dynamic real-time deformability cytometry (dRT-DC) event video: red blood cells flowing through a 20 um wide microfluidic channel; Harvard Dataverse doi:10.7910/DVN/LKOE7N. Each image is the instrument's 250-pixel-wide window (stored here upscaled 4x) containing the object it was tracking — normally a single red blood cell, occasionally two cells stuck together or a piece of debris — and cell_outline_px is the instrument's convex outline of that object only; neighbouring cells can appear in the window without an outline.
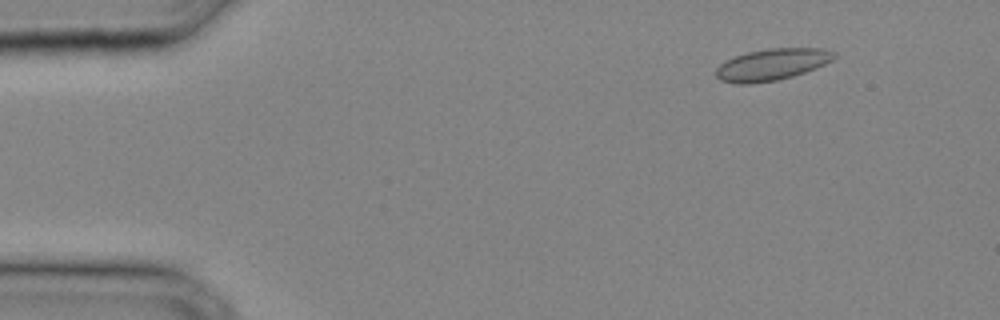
{"species": "common noctule bat (a hibernating species)", "species_latin": "Nyctalus noctula", "temperature_condition": "cold", "stored_images_in_passage": 31, "camera_frame_rate_fps": 3000, "um_per_image_px": 0.085, "animal": {"sex": "male", "body_mass_g": 20.4}, "frame": {"image": 1, "passage_image": 4, "time_ms": 1.0, "image_size_px": [1000, 320], "cell_outline_px": [[836, 56], [832, 60], [816, 68], [792, 76], [776, 80], [748, 84], [736, 84], [720, 80], [716, 76], [716, 68], [720, 64], [736, 56], [748, 52], [768, 48], [824, 48], [836, 52]], "centroid_in_image_um": [65.63, 5.48], "position_along_channel_um": 19.4, "area_um2": 21.68}}
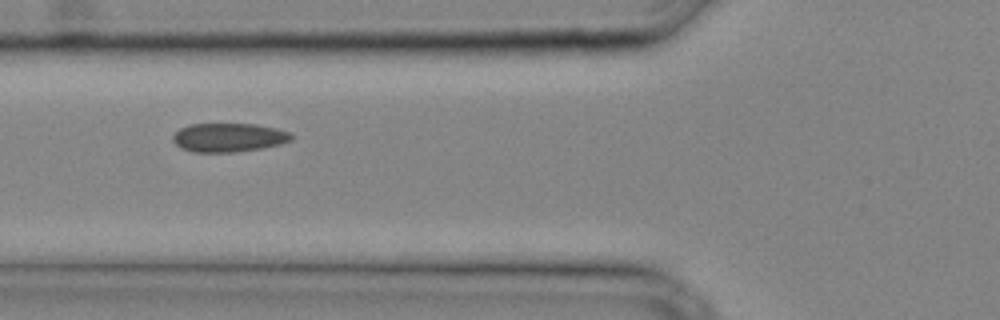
{"frame": {"image": 2, "passage_image": 13, "time_ms": 4.0, "image_size_px": [1000, 320], "cell_outline_px": [[292, 140], [280, 144], [260, 148], [236, 152], [192, 152], [180, 148], [172, 140], [172, 136], [180, 128], [188, 124], [256, 124], [276, 128], [292, 132]], "centroid_in_image_um": [19.43, 11.68], "position_along_channel_um": 106.4, "area_um2": 20.0}}
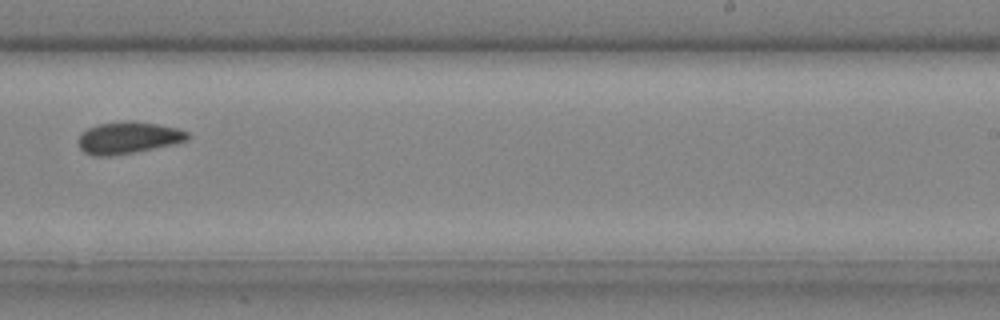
{"frame": {"image": 3, "passage_image": 22, "time_ms": 7.0, "image_size_px": [1000, 320], "cell_outline_px": [[192, 136], [188, 140], [172, 144], [136, 152], [112, 156], [92, 156], [84, 152], [80, 148], [80, 136], [88, 128], [96, 124], [128, 120], [156, 124], [176, 128], [188, 132]], "centroid_in_image_um": [10.91, 11.71], "position_along_channel_um": 278.1, "area_um2": 20.23}}